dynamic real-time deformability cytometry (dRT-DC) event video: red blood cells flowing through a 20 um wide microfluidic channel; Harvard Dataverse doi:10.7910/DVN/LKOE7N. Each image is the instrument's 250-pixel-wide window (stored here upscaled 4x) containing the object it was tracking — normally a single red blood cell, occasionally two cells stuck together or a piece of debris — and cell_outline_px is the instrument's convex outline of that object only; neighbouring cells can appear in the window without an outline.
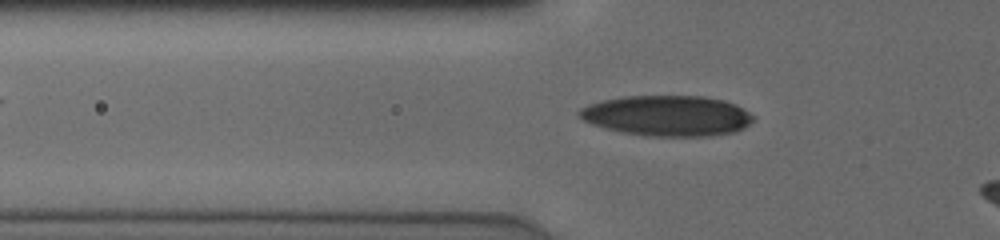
{"species": "human", "species_latin": "Homo sapiens", "temperature_condition": "cold", "stored_images_in_passage": 46, "camera_frame_rate_fps": 3000, "um_per_image_px": 0.085, "donor": {"sex": "male"}, "frame": {"image": 1, "passage_image": 15, "time_ms": 4.667, "image_size_px": [1000, 240], "cell_outline_px": [[756, 116], [744, 128], [736, 132], [712, 136], [644, 136], [604, 128], [592, 124], [584, 120], [576, 112], [580, 108], [588, 104], [604, 100], [624, 96], [704, 96], [724, 100], [736, 104], [744, 108]], "centroid_in_image_um": [56.75, 9.83], "position_along_channel_um": 69.1, "area_um2": 41.38}}
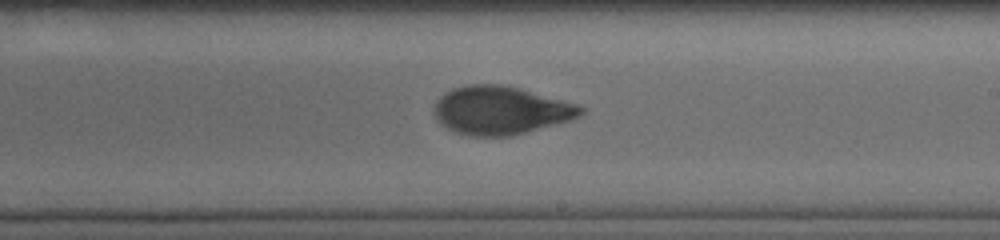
{"frame": {"image": 2, "passage_image": 29, "time_ms": 9.333, "image_size_px": [1000, 240], "cell_outline_px": [[584, 112], [580, 116], [568, 120], [512, 136], [472, 136], [456, 132], [448, 128], [436, 120], [432, 112], [432, 108], [436, 100], [444, 92], [452, 88], [468, 84], [500, 84], [580, 104], [584, 108]], "centroid_in_image_um": [42.5, 9.37], "position_along_channel_um": 246.5, "area_um2": 41.21}}
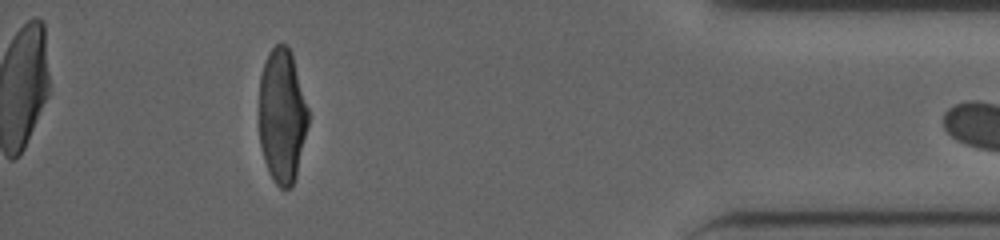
{"frame": {"image": 3, "passage_image": 45, "time_ms": 14.667, "image_size_px": [1000, 240], "cell_outline_px": [[312, 116], [296, 176], [292, 184], [288, 188], [280, 188], [272, 180], [268, 172], [264, 160], [260, 144], [260, 76], [268, 52], [276, 44], [284, 44], [288, 48], [292, 56]], "centroid_in_image_um": [24.01, 9.88], "position_along_channel_um": 411.2, "area_um2": 38.96}}